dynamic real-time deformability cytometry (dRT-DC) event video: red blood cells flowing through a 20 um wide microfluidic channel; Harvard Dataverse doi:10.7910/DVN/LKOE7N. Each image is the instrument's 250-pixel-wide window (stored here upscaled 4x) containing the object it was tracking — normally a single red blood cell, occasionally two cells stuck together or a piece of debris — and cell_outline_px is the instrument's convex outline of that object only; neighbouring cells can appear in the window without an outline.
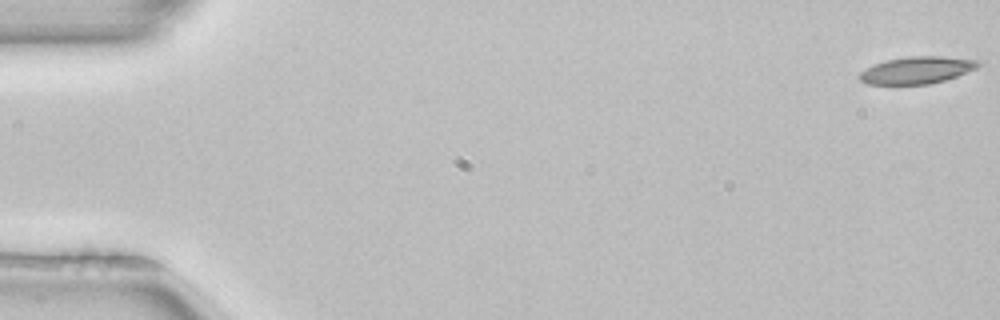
{"species": "common noctule bat (a hibernating species)", "species_latin": "Nyctalus noctula", "temperature_condition": "room temperature", "stored_images_in_passage": 4, "camera_frame_rate_fps": 3000, "um_per_image_px": 0.085, "animal": {"sex": "female", "body_mass_g": 22.7, "forearm_length_mm": 54.2}, "frame": {"image": 1, "passage_image": 1, "time_ms": 0.0, "image_size_px": [1000, 320], "cell_outline_px": [[984, 64], [976, 68], [956, 76], [944, 80], [928, 84], [868, 84], [860, 80], [860, 72], [876, 64], [888, 60], [908, 56], [940, 56], [984, 60]], "centroid_in_image_um": [78.03, 5.95], "position_along_channel_um": 7.0, "area_um2": 18.61}}